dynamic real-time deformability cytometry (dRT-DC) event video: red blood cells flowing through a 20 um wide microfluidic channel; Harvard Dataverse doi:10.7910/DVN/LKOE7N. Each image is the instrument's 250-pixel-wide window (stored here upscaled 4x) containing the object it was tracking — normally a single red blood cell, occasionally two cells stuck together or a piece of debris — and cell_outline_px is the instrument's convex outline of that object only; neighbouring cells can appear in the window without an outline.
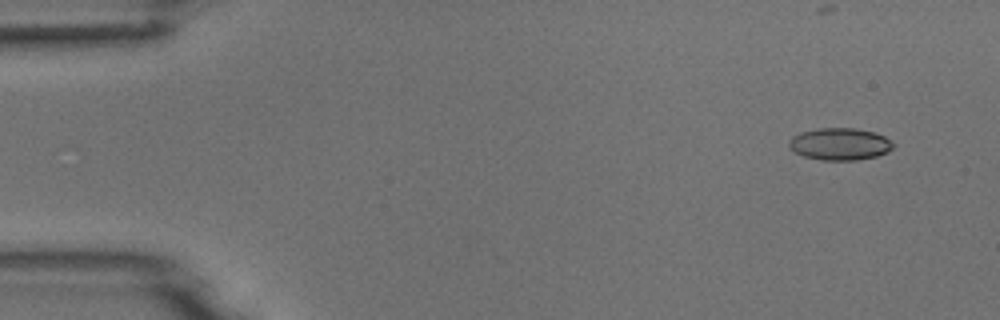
{"species": "common noctule bat (a hibernating species)", "species_latin": "Nyctalus noctula", "temperature_condition": "room temperature", "stored_images_in_passage": 7, "camera_frame_rate_fps": 3000, "um_per_image_px": 0.085, "animal": {"sex": "male", "body_mass_g": 18.8}, "frame": {"image": 1, "passage_image": 1, "time_ms": 0.0, "image_size_px": [1000, 320], "cell_outline_px": [[896, 144], [888, 152], [876, 156], [856, 160], [820, 160], [804, 156], [788, 148], [788, 140], [792, 136], [800, 132], [816, 128], [856, 128], [876, 132], [884, 136]], "centroid_in_image_um": [71.38, 12.23], "position_along_channel_um": 13.6, "area_um2": 19.77}}
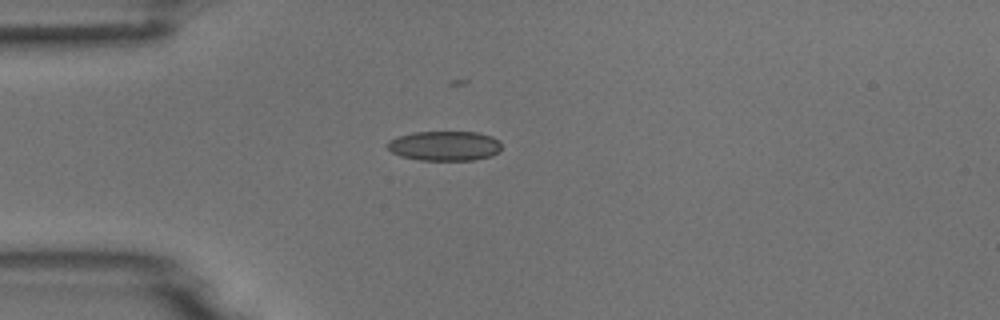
{"frame": {"image": 2, "passage_image": 4, "time_ms": 1.0, "image_size_px": [1000, 320], "cell_outline_px": [[500, 152], [492, 156], [472, 160], [420, 160], [400, 156], [392, 152], [388, 148], [388, 140], [396, 136], [412, 132], [476, 132], [492, 136], [500, 140]], "centroid_in_image_um": [37.8, 12.39], "position_along_channel_um": 47.2, "area_um2": 19.94}}